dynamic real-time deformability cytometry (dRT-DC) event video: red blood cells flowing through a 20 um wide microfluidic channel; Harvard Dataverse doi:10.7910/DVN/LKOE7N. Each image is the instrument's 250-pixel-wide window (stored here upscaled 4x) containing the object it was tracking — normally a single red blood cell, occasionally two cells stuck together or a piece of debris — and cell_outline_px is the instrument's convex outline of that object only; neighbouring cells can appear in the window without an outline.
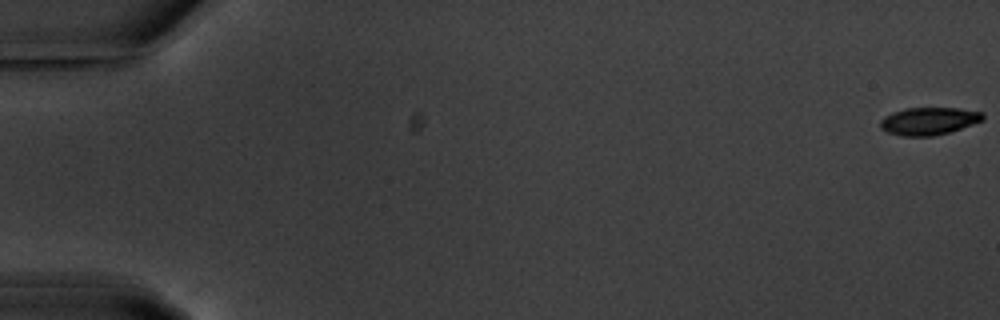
{"species": "common noctule bat (a hibernating species)", "species_latin": "Nyctalus noctula", "temperature_condition": "warm", "stored_images_in_passage": 58, "camera_frame_rate_fps": 3000, "um_per_image_px": 0.085, "animal": {"sex": "male", "body_mass_g": 20.1, "forearm_length_mm": 53.5}, "frame": {"image": 1, "passage_image": 1, "time_ms": 0.0, "image_size_px": [1000, 320], "cell_outline_px": [[984, 120], [948, 132], [932, 136], [904, 136], [888, 132], [880, 128], [880, 120], [884, 116], [892, 112], [904, 108], [956, 108], [984, 112]], "centroid_in_image_um": [78.93, 10.28], "position_along_channel_um": 6.1, "area_um2": 16.42}}
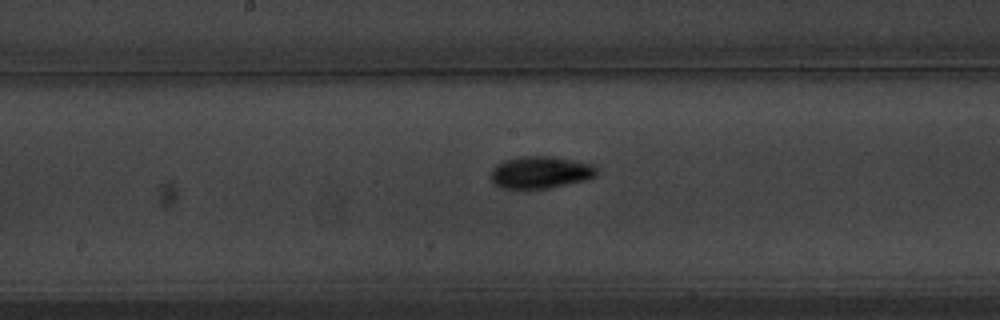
{"frame": {"image": 2, "passage_image": 31, "time_ms": 10.0, "image_size_px": [1000, 320], "cell_outline_px": [[600, 172], [596, 176], [588, 180], [548, 188], [500, 188], [492, 180], [492, 168], [496, 164], [504, 160], [516, 156], [552, 156], [592, 164]], "centroid_in_image_um": [45.97, 14.64], "position_along_channel_um": 202.2, "area_um2": 19.94}}
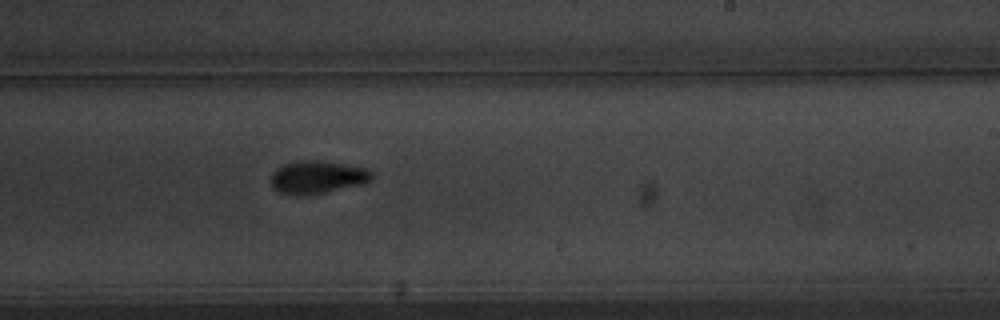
{"frame": {"image": 3, "passage_image": 36, "time_ms": 11.667, "image_size_px": [1000, 320], "cell_outline_px": [[372, 180], [364, 184], [308, 196], [300, 196], [280, 192], [272, 188], [272, 172], [276, 168], [284, 164], [300, 160], [324, 160], [368, 168], [372, 172]], "centroid_in_image_um": [27.0, 15.06], "position_along_channel_um": 262.0, "area_um2": 19.71}, "authors_computed_cell_mechanics": {"area_um2": 18.0625, "velocity_mm_per_s": 3.6013, "shape_relaxation_time_tau1_ms": 2.921, "shape_relaxation_time_tau2_ms": 8.015, "deformation_change_tau1": 0.1478, "deformation_change_tau2": 0.1185}}